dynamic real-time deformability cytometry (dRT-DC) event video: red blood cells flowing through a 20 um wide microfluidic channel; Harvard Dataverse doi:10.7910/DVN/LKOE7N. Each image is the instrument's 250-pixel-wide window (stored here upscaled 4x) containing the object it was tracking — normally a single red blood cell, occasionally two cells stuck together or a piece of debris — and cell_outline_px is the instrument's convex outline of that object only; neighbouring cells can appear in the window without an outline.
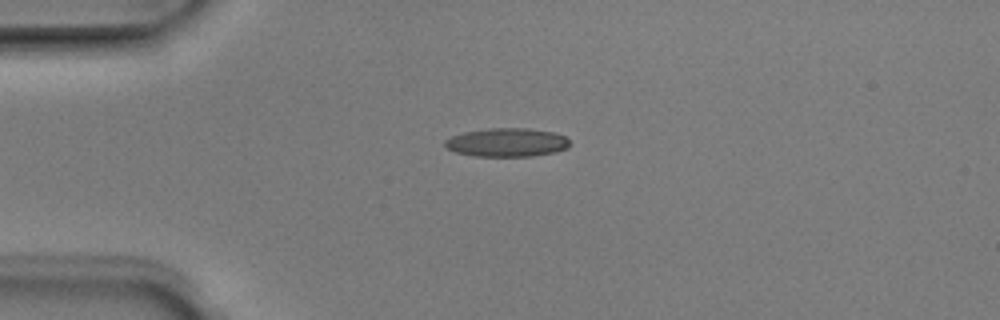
{"species": "Egyptian fruit bat (a non-hibernating species)", "species_latin": "Rousettus aegyptiacus", "temperature_condition": "room temperature", "stored_images_in_passage": 4, "camera_frame_rate_fps": 3000, "um_per_image_px": 0.085, "animal": {"sex": "male"}, "frame": {"image": 1, "passage_image": 1, "time_ms": 0.0, "image_size_px": [1000, 320], "cell_outline_px": [[568, 148], [552, 152], [532, 156], [476, 156], [456, 152], [448, 148], [444, 144], [444, 140], [452, 136], [464, 132], [488, 128], [528, 128], [552, 132], [564, 136], [568, 140]], "centroid_in_image_um": [43.06, 12.1], "position_along_channel_um": 41.9, "area_um2": 20.58}}
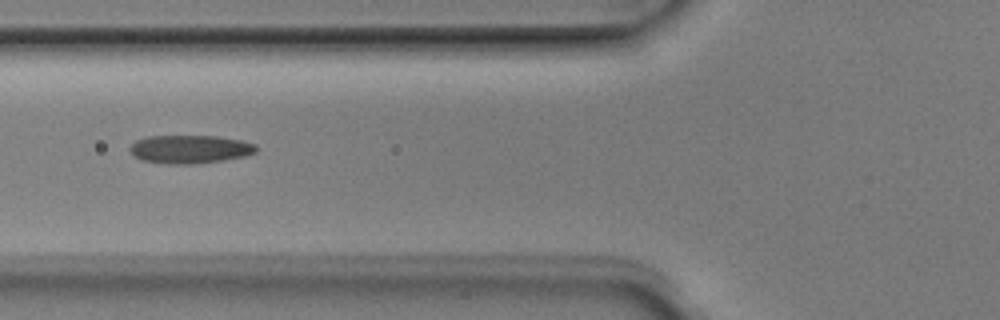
{"frame": {"image": 2, "passage_image": 3, "time_ms": 0.667, "image_size_px": [1000, 320], "cell_outline_px": [[256, 152], [244, 156], [224, 160], [192, 164], [168, 164], [144, 160], [136, 156], [128, 148], [136, 140], [148, 136], [216, 136], [240, 140], [256, 144]], "centroid_in_image_um": [16.15, 12.68], "position_along_channel_um": 109.6, "area_um2": 20.63}}
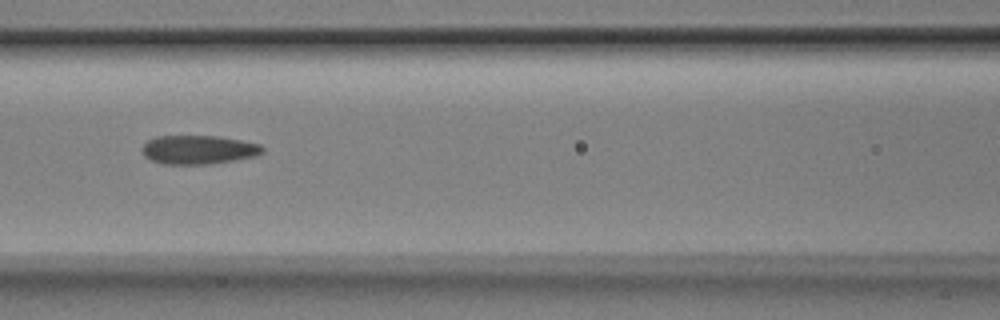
{"frame": {"image": 3, "passage_image": 4, "time_ms": 1.0, "image_size_px": [1000, 320], "cell_outline_px": [[264, 152], [256, 156], [236, 160], [212, 164], [164, 164], [152, 160], [144, 156], [144, 144], [148, 140], [156, 136], [216, 136], [240, 140], [260, 144], [264, 148]], "centroid_in_image_um": [16.91, 12.73], "position_along_channel_um": 149.7, "area_um2": 20.17}}